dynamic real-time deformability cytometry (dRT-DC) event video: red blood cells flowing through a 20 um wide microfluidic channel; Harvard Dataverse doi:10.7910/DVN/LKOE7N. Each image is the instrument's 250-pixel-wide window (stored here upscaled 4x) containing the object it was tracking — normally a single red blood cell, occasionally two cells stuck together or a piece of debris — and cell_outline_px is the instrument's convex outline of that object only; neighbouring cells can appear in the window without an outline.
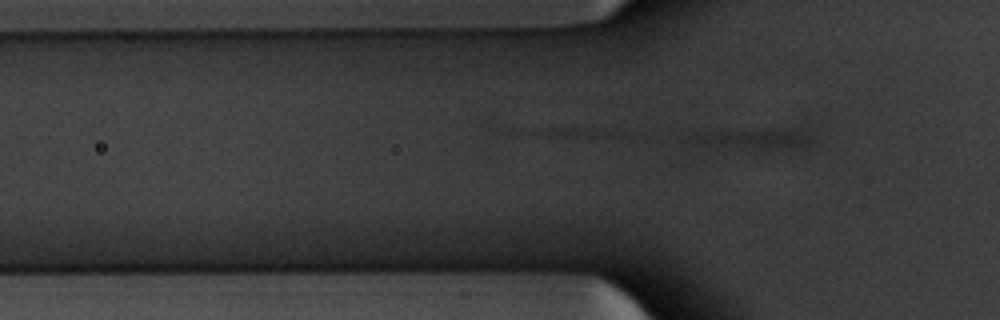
{"species": "common noctule bat (a hibernating species)", "species_latin": "Nyctalus noctula", "temperature_condition": "warm", "stored_images_in_passage": 2, "camera_frame_rate_fps": 3000, "um_per_image_px": 0.085, "animal": {"sex": "male", "body_mass_g": 20.1, "forearm_length_mm": 53.5}, "frame": {"image": 1, "passage_image": 2, "time_ms": 0.333, "image_size_px": [1000, 320], "cell_outline_px": [[812, 140], [808, 144], [796, 148], [764, 148], [696, 144], [684, 140], [680, 132], [688, 128], [800, 128]], "centroid_in_image_um": [63.58, 11.67], "position_along_channel_um": 62.2, "area_um2": 16.24}}